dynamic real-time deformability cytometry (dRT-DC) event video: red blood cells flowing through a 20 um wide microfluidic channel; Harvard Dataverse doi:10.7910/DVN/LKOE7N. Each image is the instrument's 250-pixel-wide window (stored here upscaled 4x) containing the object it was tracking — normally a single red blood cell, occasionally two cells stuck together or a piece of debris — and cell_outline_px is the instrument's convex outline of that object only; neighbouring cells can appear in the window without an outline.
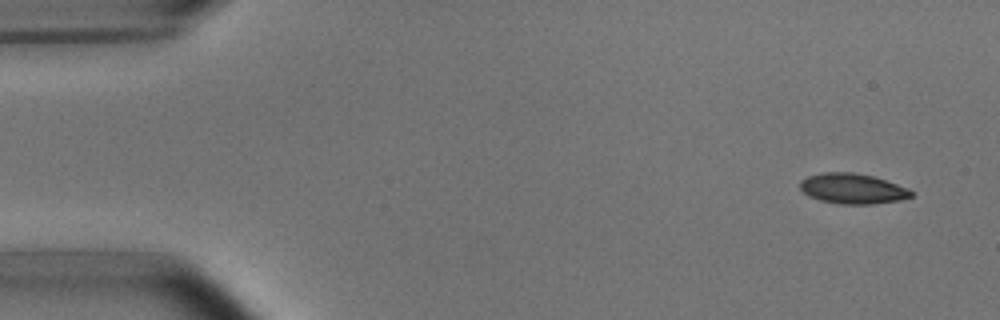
{"species": "common noctule bat (a hibernating species)", "species_latin": "Nyctalus noctula", "temperature_condition": "room temperature", "stored_images_in_passage": 7, "camera_frame_rate_fps": 3000, "um_per_image_px": 0.085, "animal": {"sex": "male", "body_mass_g": 15.6}, "frame": {"image": 1, "passage_image": 1, "time_ms": 0.0, "image_size_px": [1000, 320], "cell_outline_px": [[912, 196], [900, 200], [872, 204], [840, 204], [820, 200], [808, 196], [800, 188], [800, 180], [808, 176], [824, 172], [852, 172], [872, 176], [908, 188], [912, 192]], "centroid_in_image_um": [72.44, 16.03], "position_along_channel_um": 12.6, "area_um2": 19.48}}
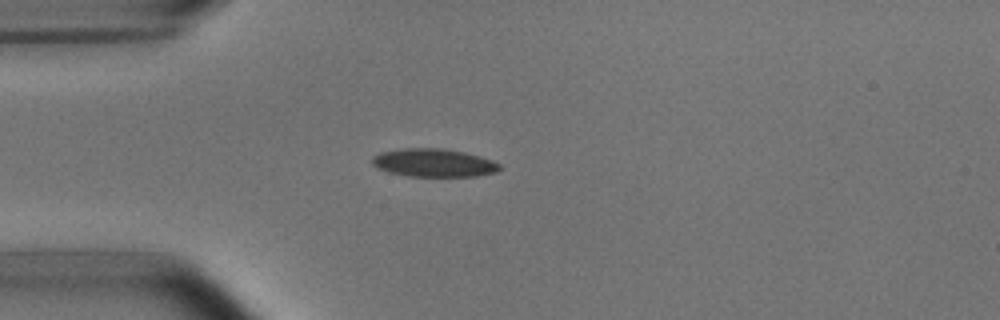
{"frame": {"image": 2, "passage_image": 4, "time_ms": 3.667, "image_size_px": [1000, 320], "cell_outline_px": [[500, 168], [496, 172], [476, 176], [408, 176], [388, 172], [376, 168], [372, 164], [372, 156], [380, 152], [404, 148], [440, 148], [464, 152], [480, 156], [492, 160], [500, 164]], "centroid_in_image_um": [36.84, 13.84], "position_along_channel_um": 48.2, "area_um2": 20.92}}
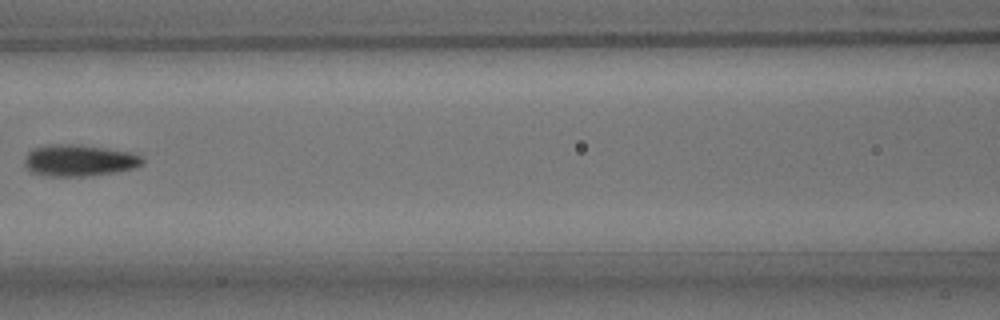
{"frame": {"image": 3, "passage_image": 7, "time_ms": 7.0, "image_size_px": [1000, 320], "cell_outline_px": [[144, 164], [136, 168], [116, 172], [84, 176], [44, 176], [32, 172], [24, 164], [24, 160], [28, 152], [36, 148], [52, 144], [80, 144], [128, 152], [144, 156]], "centroid_in_image_um": [6.76, 13.64], "position_along_channel_um": 159.8, "area_um2": 21.73}}